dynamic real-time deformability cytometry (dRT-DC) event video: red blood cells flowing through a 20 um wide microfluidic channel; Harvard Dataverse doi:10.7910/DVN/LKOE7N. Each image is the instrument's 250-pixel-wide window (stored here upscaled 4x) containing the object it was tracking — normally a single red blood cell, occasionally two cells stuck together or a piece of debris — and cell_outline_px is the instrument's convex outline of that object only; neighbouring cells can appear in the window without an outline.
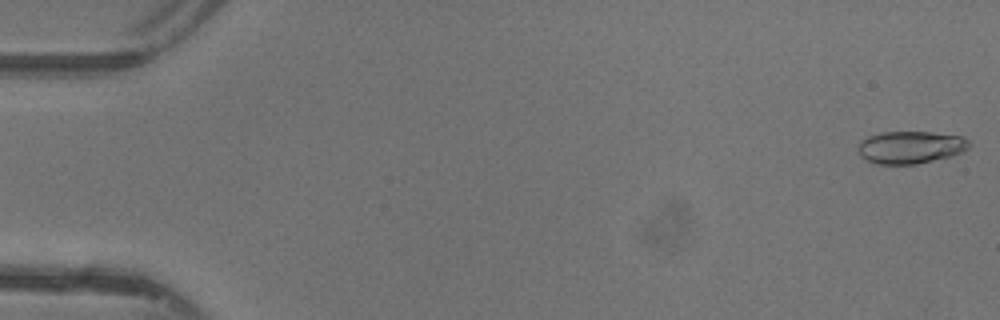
{"species": "common noctule bat (a hibernating species)", "species_latin": "Nyctalus noctula", "temperature_condition": "warm", "stored_images_in_passage": 47, "camera_frame_rate_fps": 3000, "um_per_image_px": 0.085, "animal": {"sex": "female"}, "frame": {"image": 1, "passage_image": 1, "time_ms": 0.0, "image_size_px": [1000, 320], "cell_outline_px": [[968, 148], [952, 156], [916, 164], [876, 164], [860, 156], [860, 140], [868, 136], [880, 132], [932, 132], [960, 136], [968, 140]], "centroid_in_image_um": [77.37, 12.51], "position_along_channel_um": 7.6, "area_um2": 20.81}}
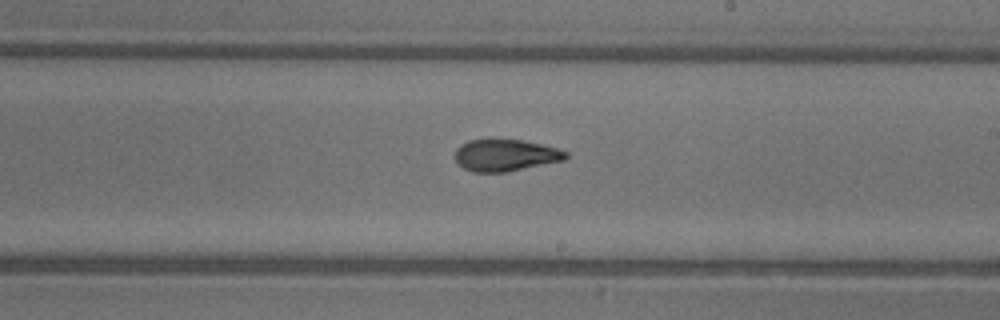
{"frame": {"image": 2, "passage_image": 28, "time_ms": 9.0, "image_size_px": [1000, 320], "cell_outline_px": [[568, 156], [564, 160], [504, 172], [472, 172], [464, 168], [456, 160], [456, 148], [460, 144], [468, 140], [520, 140], [560, 148], [568, 152]], "centroid_in_image_um": [42.97, 13.19], "position_along_channel_um": 246.0, "area_um2": 20.29}}
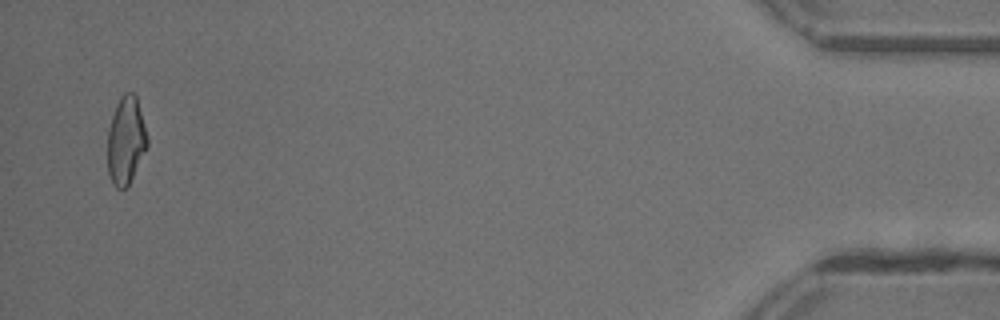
{"frame": {"image": 3, "passage_image": 46, "time_ms": 15.0, "image_size_px": [1000, 320], "cell_outline_px": [[148, 144], [128, 188], [116, 188], [112, 184], [108, 172], [108, 128], [116, 104], [120, 96], [124, 92], [132, 92], [136, 96], [148, 140]], "centroid_in_image_um": [10.69, 11.96], "position_along_channel_um": 424.5, "area_um2": 20.23}, "authors_computed_cell_mechanics": {"area_um2": 20.7502, "velocity_mm_per_s": 4.427, "shape_relaxation_time_tau1_ms": 9.8624, "shape_relaxation_time_tau2_ms": 1.8552, "deformation_change_tau1": 0.2764, "deformation_change_tau2": 0.0935}}